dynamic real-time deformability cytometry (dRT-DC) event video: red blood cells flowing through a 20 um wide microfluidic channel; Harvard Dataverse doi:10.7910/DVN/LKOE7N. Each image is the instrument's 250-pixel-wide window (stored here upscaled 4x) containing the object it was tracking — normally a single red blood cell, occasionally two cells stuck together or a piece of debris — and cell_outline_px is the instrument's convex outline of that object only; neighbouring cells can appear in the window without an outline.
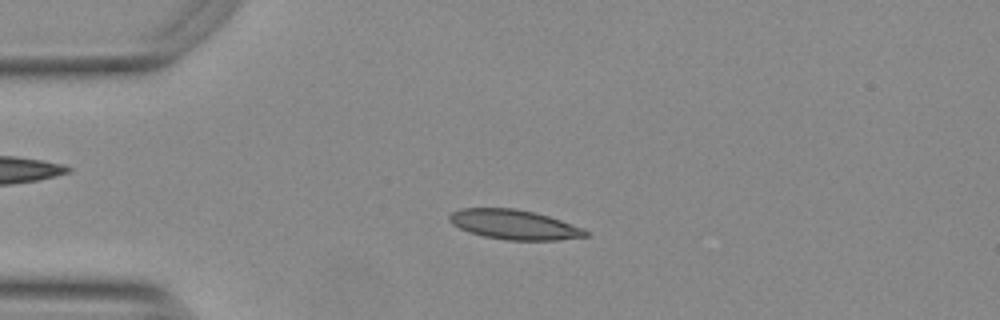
{"species": "Egyptian fruit bat (a non-hibernating species)", "species_latin": "Rousettus aegyptiacus", "temperature_condition": "warm", "stored_images_in_passage": 53, "camera_frame_rate_fps": 3000, "um_per_image_px": 0.085, "animal": {"sex": "female"}, "frame": {"image": 1, "passage_image": 12, "time_ms": 3.667, "image_size_px": [1000, 320], "cell_outline_px": [[588, 236], [556, 240], [508, 240], [484, 236], [460, 228], [452, 224], [448, 220], [448, 216], [452, 212], [464, 208], [516, 208], [536, 212], [584, 228], [588, 232]], "centroid_in_image_um": [43.71, 19.08], "position_along_channel_um": 41.3, "area_um2": 23.41}}
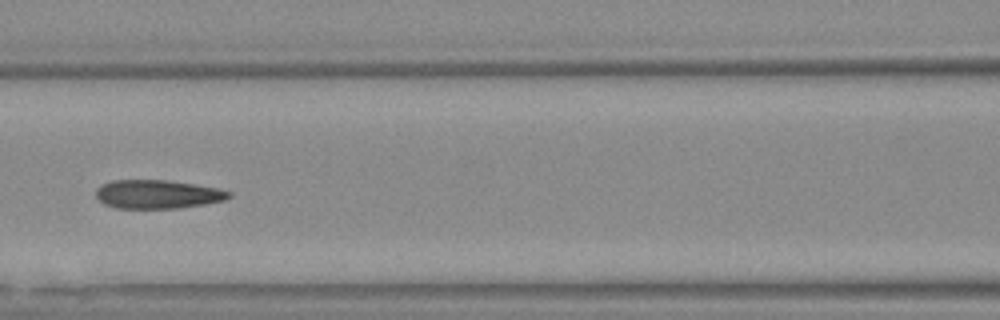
{"frame": {"image": 2, "passage_image": 23, "time_ms": 7.333, "image_size_px": [1000, 320], "cell_outline_px": [[232, 196], [224, 200], [204, 204], [180, 208], [116, 208], [104, 204], [96, 196], [96, 188], [112, 180], [168, 180], [220, 188], [232, 192]], "centroid_in_image_um": [13.42, 16.51], "position_along_channel_um": 153.2, "area_um2": 22.25}}
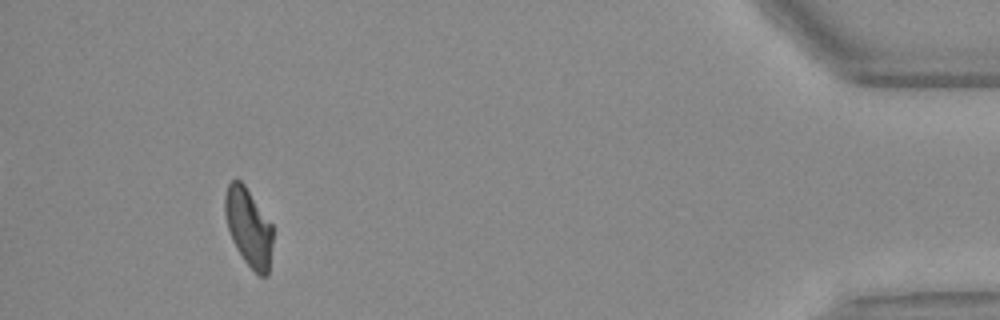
{"frame": {"image": 3, "passage_image": 49, "time_ms": 16.0, "image_size_px": [1000, 320], "cell_outline_px": [[272, 244], [268, 276], [260, 276], [244, 260], [236, 248], [232, 240], [228, 228], [224, 212], [224, 196], [228, 184], [232, 180], [240, 180], [244, 184], [272, 224]], "centroid_in_image_um": [21.12, 19.31], "position_along_channel_um": 414.1, "area_um2": 21.62}, "authors_computed_cell_mechanics": {"area_um2": 22.8888, "velocity_mm_per_s": 3.7748, "shape_relaxation_time_tau1_ms": 6.048, "shape_relaxation_time_tau2_ms": 2.1039, "deformation_change_tau1": 0.2191, "deformation_change_tau2": 0.1062}}